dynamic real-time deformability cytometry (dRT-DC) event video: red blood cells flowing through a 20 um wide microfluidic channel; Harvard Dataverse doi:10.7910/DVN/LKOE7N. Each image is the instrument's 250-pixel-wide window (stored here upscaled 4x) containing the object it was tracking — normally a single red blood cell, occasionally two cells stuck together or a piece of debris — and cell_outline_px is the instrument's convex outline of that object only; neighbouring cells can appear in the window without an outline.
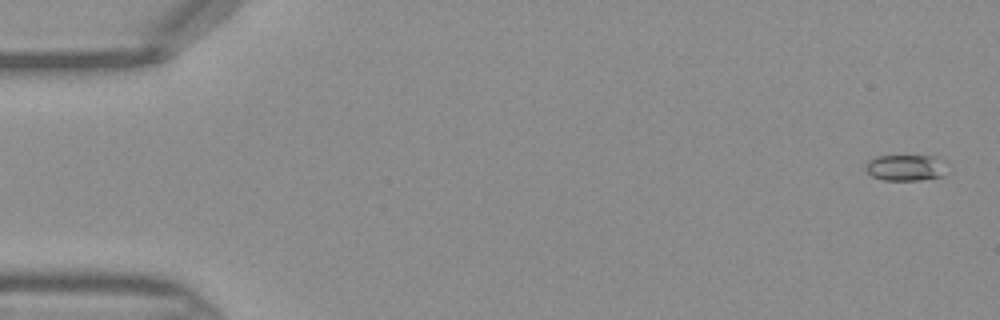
{"species": "Egyptian fruit bat (a non-hibernating species)", "species_latin": "Rousettus aegyptiacus", "temperature_condition": "warm", "stored_images_in_passage": 46, "camera_frame_rate_fps": 3000, "um_per_image_px": 0.085, "frame": {"image": 1, "passage_image": 2, "time_ms": 0.333, "image_size_px": [1000, 320], "cell_outline_px": [[944, 176], [920, 180], [884, 180], [872, 176], [864, 168], [864, 164], [868, 160], [876, 156], [936, 156]], "centroid_in_image_um": [76.84, 14.26], "position_along_channel_um": 8.2, "area_um2": 12.02}}
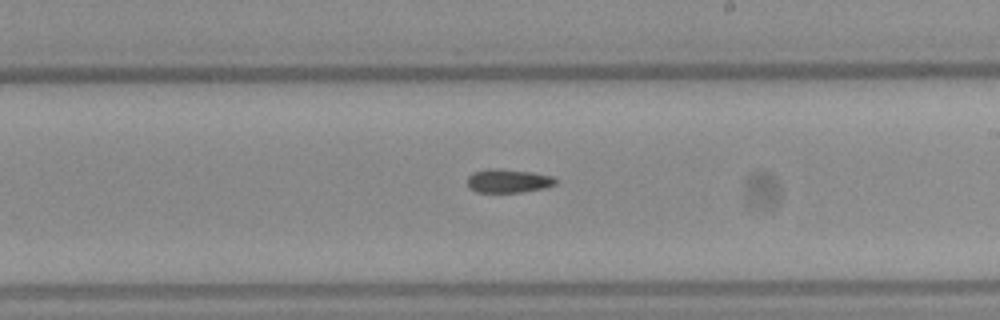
{"frame": {"image": 2, "passage_image": 27, "time_ms": 8.667, "image_size_px": [1000, 320], "cell_outline_px": [[556, 184], [544, 188], [520, 192], [476, 192], [468, 188], [468, 176], [472, 172], [492, 168], [496, 168], [532, 172], [552, 176], [556, 180]], "centroid_in_image_um": [43.17, 15.37], "position_along_channel_um": 245.8, "area_um2": 12.14}}
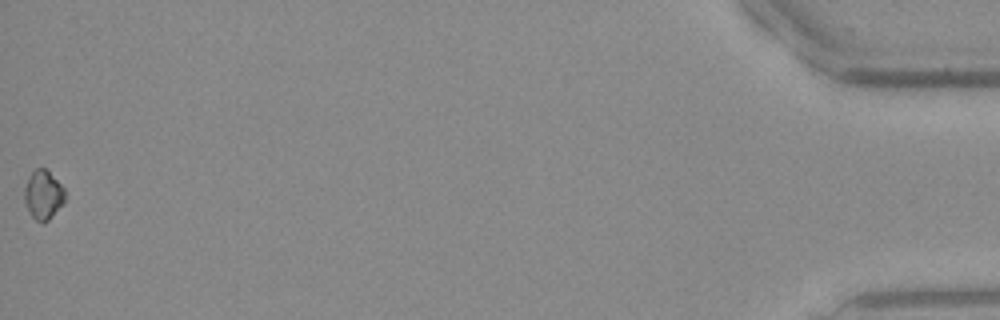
{"frame": {"image": 3, "passage_image": 46, "time_ms": 15.0, "image_size_px": [1000, 320], "cell_outline_px": [[64, 200], [52, 216], [48, 220], [36, 220], [32, 216], [24, 200], [24, 188], [28, 176], [36, 168], [44, 168], [64, 188]], "centroid_in_image_um": [3.64, 16.53], "position_along_channel_um": 431.6, "area_um2": 11.1}}